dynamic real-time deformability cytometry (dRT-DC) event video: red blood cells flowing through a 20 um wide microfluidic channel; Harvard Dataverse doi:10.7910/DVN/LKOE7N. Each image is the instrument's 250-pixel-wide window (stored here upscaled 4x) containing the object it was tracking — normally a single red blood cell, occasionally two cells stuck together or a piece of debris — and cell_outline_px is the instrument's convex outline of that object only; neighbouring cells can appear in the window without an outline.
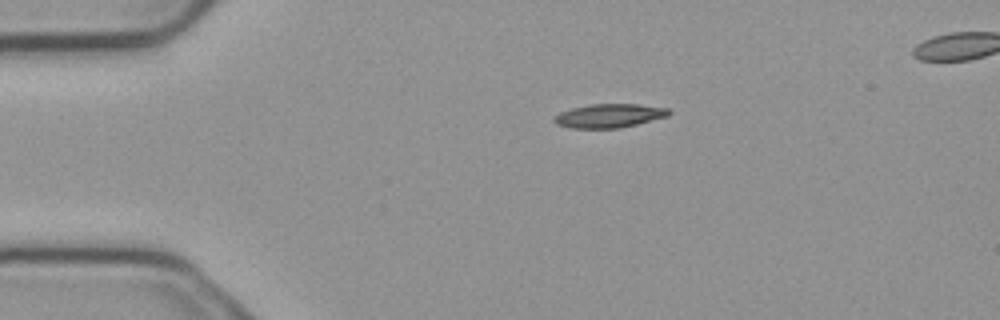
{"species": "common noctule bat (a hibernating species)", "species_latin": "Nyctalus noctula", "temperature_condition": "cold", "stored_images_in_passage": 3, "camera_frame_rate_fps": 3000, "um_per_image_px": 0.085, "animal": {"sex": "male", "body_mass_g": 23.1, "forearm_length_mm": 52.7}, "frame": {"image": 1, "passage_image": 1, "time_ms": 0.0, "image_size_px": [1000, 320], "cell_outline_px": [[672, 112], [668, 116], [620, 128], [572, 128], [556, 124], [552, 120], [560, 112], [572, 108], [592, 104], [636, 104], [668, 108]], "centroid_in_image_um": [51.79, 9.84], "position_along_channel_um": 33.2, "area_um2": 15.78}}